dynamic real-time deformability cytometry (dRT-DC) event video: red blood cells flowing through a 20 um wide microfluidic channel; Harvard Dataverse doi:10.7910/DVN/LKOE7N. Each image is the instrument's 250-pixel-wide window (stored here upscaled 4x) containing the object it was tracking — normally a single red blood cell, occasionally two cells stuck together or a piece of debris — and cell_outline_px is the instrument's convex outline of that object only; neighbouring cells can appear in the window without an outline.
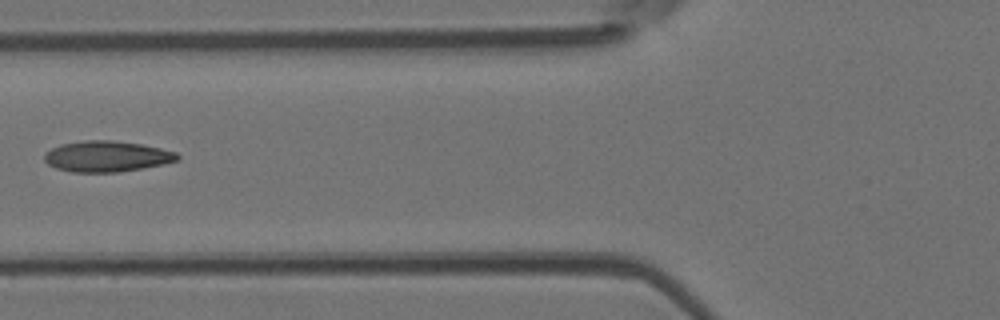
{"species": "Egyptian fruit bat (a non-hibernating species)", "species_latin": "Rousettus aegyptiacus", "temperature_condition": "room temperature", "stored_images_in_passage": 4, "camera_frame_rate_fps": 3000, "um_per_image_px": 0.085, "animal": {"sex": "female"}, "frame": {"image": 1, "passage_image": 4, "time_ms": 4.333, "image_size_px": [1000, 320], "cell_outline_px": [[180, 160], [164, 164], [116, 172], [72, 172], [56, 168], [48, 164], [44, 160], [44, 156], [52, 148], [60, 144], [84, 140], [112, 140], [140, 144], [160, 148], [176, 152], [180, 156]], "centroid_in_image_um": [9.08, 13.29], "position_along_channel_um": 116.7, "area_um2": 23.81}}